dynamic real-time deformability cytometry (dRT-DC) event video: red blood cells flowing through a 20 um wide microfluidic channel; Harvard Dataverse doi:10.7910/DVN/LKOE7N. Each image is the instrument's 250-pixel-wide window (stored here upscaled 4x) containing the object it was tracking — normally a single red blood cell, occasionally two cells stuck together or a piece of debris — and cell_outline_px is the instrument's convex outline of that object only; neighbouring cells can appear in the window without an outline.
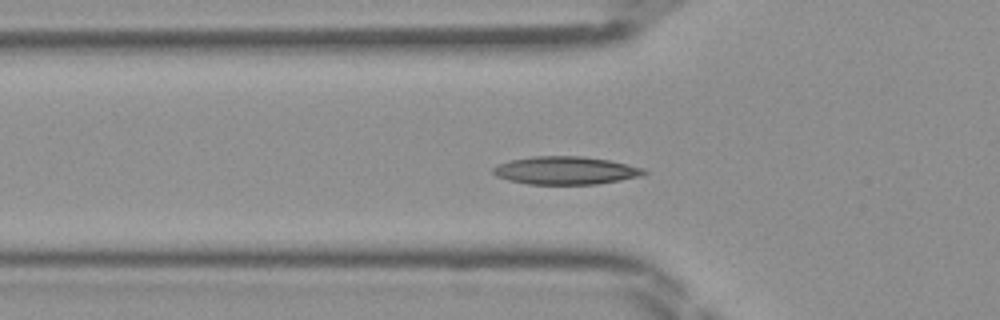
{"species": "Egyptian fruit bat (a non-hibernating species)", "species_latin": "Rousettus aegyptiacus", "temperature_condition": "room temperature", "stored_images_in_passage": 48, "camera_frame_rate_fps": 3000, "um_per_image_px": 0.085, "frame": {"image": 1, "passage_image": 16, "time_ms": 5.0, "image_size_px": [1000, 320], "cell_outline_px": [[648, 172], [640, 176], [620, 180], [596, 184], [528, 184], [508, 180], [496, 176], [492, 172], [492, 168], [496, 164], [508, 160], [532, 156], [584, 156], [608, 160], [628, 164], [644, 168]], "centroid_in_image_um": [48.03, 14.48], "position_along_channel_um": 77.8, "area_um2": 24.74}}
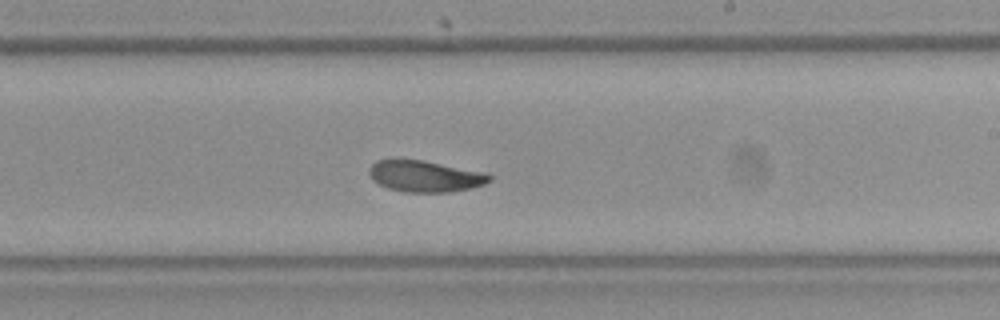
{"frame": {"image": 2, "passage_image": 28, "time_ms": 9.0, "image_size_px": [1000, 320], "cell_outline_px": [[492, 180], [484, 184], [468, 188], [448, 192], [404, 192], [388, 188], [372, 180], [368, 172], [368, 168], [376, 160], [424, 160], [484, 172], [492, 176]], "centroid_in_image_um": [36.11, 14.98], "position_along_channel_um": 252.9, "area_um2": 21.85}}
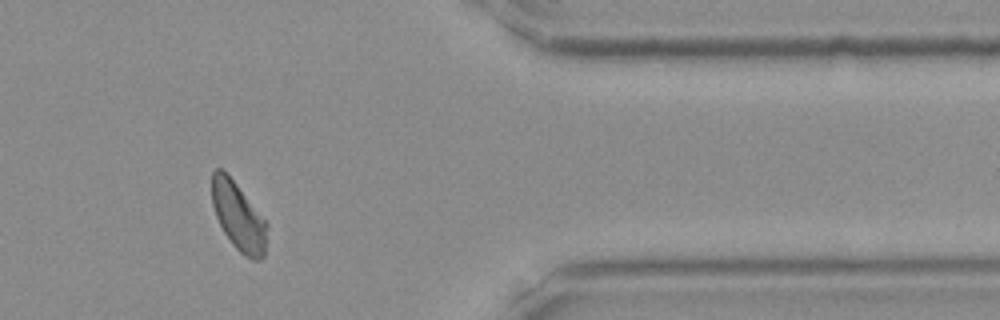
{"frame": {"image": 3, "passage_image": 39, "time_ms": 12.667, "image_size_px": [1000, 320], "cell_outline_px": [[268, 224], [264, 256], [260, 260], [252, 260], [244, 256], [232, 244], [224, 232], [216, 216], [212, 204], [212, 172], [216, 168], [220, 168], [236, 184]], "centroid_in_image_um": [20.27, 18.44], "position_along_channel_um": 391.1, "area_um2": 21.5}}